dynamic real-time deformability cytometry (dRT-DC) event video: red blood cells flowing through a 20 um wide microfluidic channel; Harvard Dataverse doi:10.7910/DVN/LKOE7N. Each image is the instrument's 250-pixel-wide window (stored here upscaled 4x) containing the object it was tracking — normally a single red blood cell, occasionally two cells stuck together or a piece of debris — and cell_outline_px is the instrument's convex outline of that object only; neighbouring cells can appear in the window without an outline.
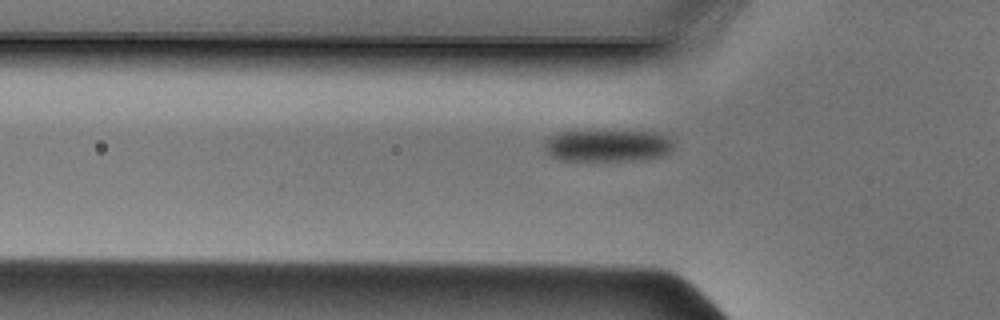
{"species": "Egyptian fruit bat (a non-hibernating species)", "species_latin": "Rousettus aegyptiacus", "temperature_condition": "cold", "stored_images_in_passage": 29, "camera_frame_rate_fps": 3000, "um_per_image_px": 0.085, "animal": {"sex": "male"}, "frame": {"image": 1, "passage_image": 2, "time_ms": 0.333, "image_size_px": [1000, 320], "cell_outline_px": [[672, 148], [668, 152], [660, 156], [632, 160], [564, 160], [552, 156], [544, 148], [544, 144], [556, 132], [652, 132], [664, 136], [672, 144]], "centroid_in_image_um": [51.59, 12.39], "position_along_channel_um": 74.2, "area_um2": 23.06}}
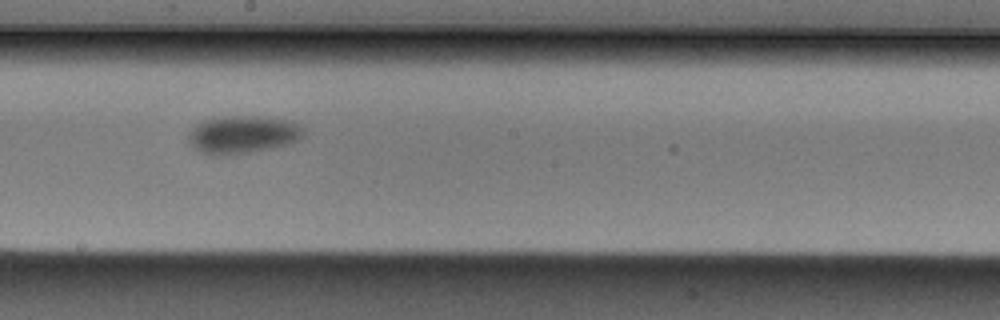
{"frame": {"image": 2, "passage_image": 13, "time_ms": 4.0, "image_size_px": [1000, 320], "cell_outline_px": [[304, 136], [288, 144], [248, 152], [200, 152], [188, 140], [188, 136], [192, 128], [204, 120], [232, 116], [260, 116], [292, 120], [304, 128]], "centroid_in_image_um": [20.72, 11.38], "position_along_channel_um": 227.5, "area_um2": 24.39}}
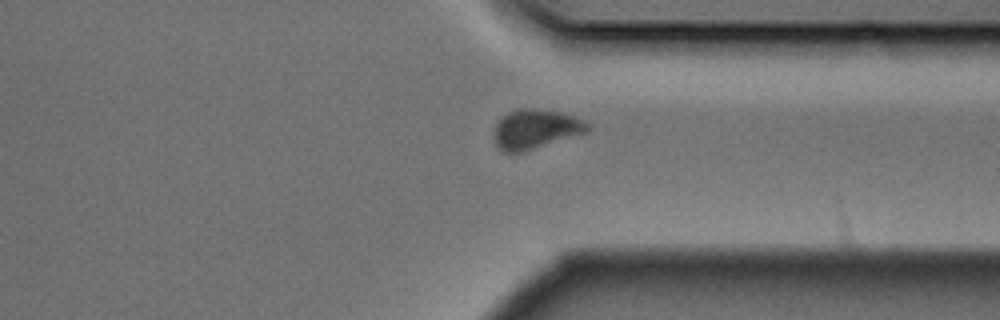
{"frame": {"image": 3, "passage_image": 23, "time_ms": 7.333, "image_size_px": [1000, 320], "cell_outline_px": [[592, 128], [588, 132], [520, 152], [504, 152], [496, 144], [492, 136], [496, 124], [508, 112], [516, 108], [524, 108], [560, 112], [584, 120], [592, 124]], "centroid_in_image_um": [45.54, 10.96], "position_along_channel_um": 365.9, "area_um2": 21.33}}